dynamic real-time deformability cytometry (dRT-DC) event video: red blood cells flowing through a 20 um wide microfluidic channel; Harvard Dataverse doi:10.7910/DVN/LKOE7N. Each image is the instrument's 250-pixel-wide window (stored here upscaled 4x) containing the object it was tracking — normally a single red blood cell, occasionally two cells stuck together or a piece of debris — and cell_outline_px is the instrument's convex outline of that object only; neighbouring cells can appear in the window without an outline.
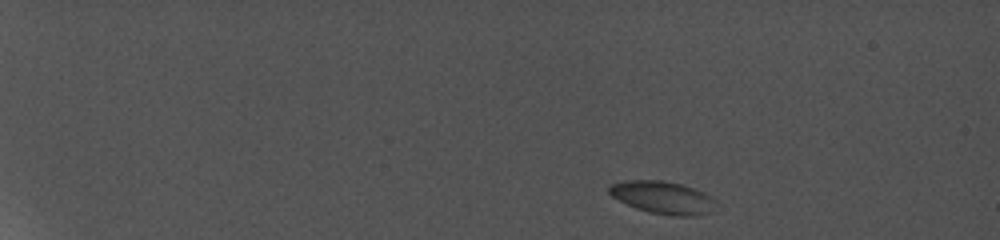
{"species": "common noctule bat (a hibernating species)", "species_latin": "Nyctalus noctula", "temperature_condition": "cold", "stored_images_in_passage": 16, "camera_frame_rate_fps": 5000, "um_per_image_px": 0.085, "animal": {"sex": "female", "body_mass_g": 19.0, "forearm_length_mm": 56.7}, "frame": {"image": 1, "passage_image": 1, "time_ms": 0.0, "image_size_px": [1000, 240], "cell_outline_px": [[716, 212], [700, 216], [672, 216], [648, 212], [636, 208], [612, 196], [608, 192], [608, 184], [628, 180], [660, 180], [680, 184], [704, 192], [712, 196], [716, 200]], "centroid_in_image_um": [56.4, 16.81], "position_along_channel_um": 28.6, "area_um2": 20.63}}
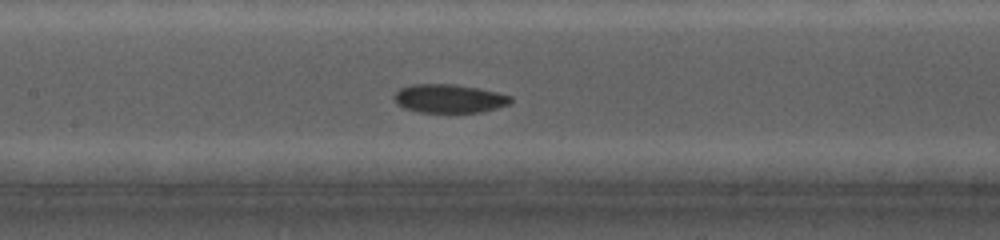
{"frame": {"image": 2, "passage_image": 11, "time_ms": 8.0, "image_size_px": [1000, 240], "cell_outline_px": [[512, 100], [508, 104], [496, 108], [480, 112], [420, 112], [404, 108], [396, 100], [396, 92], [400, 88], [416, 84], [448, 84], [476, 88], [512, 96]], "centroid_in_image_um": [38.19, 8.38], "position_along_channel_um": 169.2, "area_um2": 18.84}}
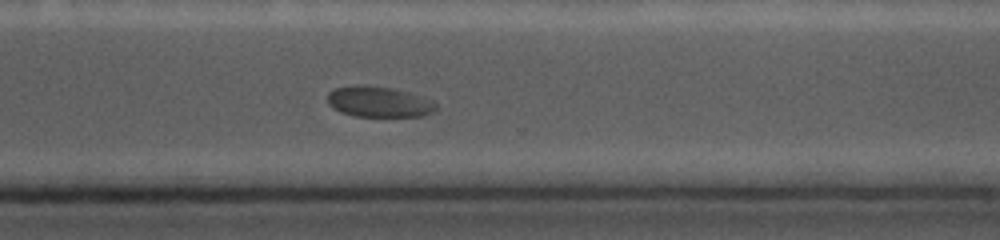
{"frame": {"image": 3, "passage_image": 16, "time_ms": 12.6, "image_size_px": [1000, 240], "cell_outline_px": [[436, 108], [420, 116], [352, 116], [340, 112], [332, 108], [328, 104], [328, 92], [336, 88], [388, 88], [404, 92], [436, 104]], "centroid_in_image_um": [32.1, 8.72], "position_along_channel_um": 338.5, "area_um2": 17.92}}